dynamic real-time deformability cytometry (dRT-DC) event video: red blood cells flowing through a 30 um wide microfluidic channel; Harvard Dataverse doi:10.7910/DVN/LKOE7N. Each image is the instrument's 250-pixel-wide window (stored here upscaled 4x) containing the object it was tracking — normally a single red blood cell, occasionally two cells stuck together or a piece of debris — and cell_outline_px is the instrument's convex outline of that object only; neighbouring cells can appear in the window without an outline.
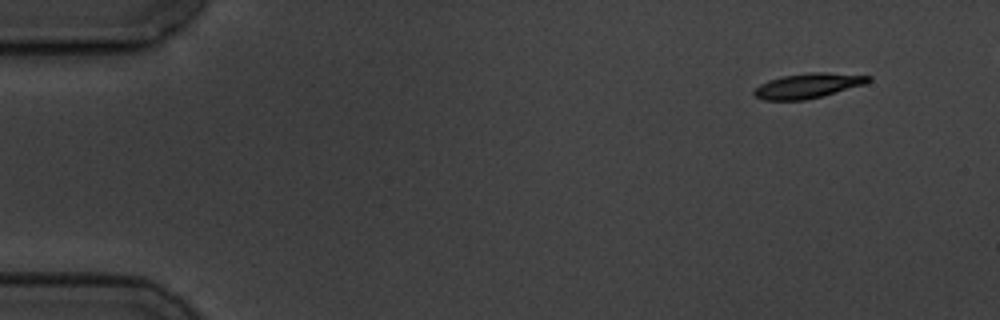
{"species": "common noctule bat (a hibernating species)", "species_latin": "Nyctalus noctula", "temperature_condition": "cold", "stored_images_in_passage": 5, "camera_frame_rate_fps": 3000, "um_per_image_px": 0.085, "animal": {"sex": "male", "body_mass_g": 19.5, "forearm_length_mm": 54.6}, "frame": {"image": 1, "passage_image": 1, "time_ms": 0.0, "image_size_px": [1000, 320], "cell_outline_px": [[872, 80], [864, 84], [824, 96], [804, 100], [764, 100], [756, 96], [752, 92], [760, 84], [768, 80], [780, 76], [812, 72], [824, 72], [872, 76]], "centroid_in_image_um": [68.67, 7.28], "position_along_channel_um": 16.3, "area_um2": 16.59}}